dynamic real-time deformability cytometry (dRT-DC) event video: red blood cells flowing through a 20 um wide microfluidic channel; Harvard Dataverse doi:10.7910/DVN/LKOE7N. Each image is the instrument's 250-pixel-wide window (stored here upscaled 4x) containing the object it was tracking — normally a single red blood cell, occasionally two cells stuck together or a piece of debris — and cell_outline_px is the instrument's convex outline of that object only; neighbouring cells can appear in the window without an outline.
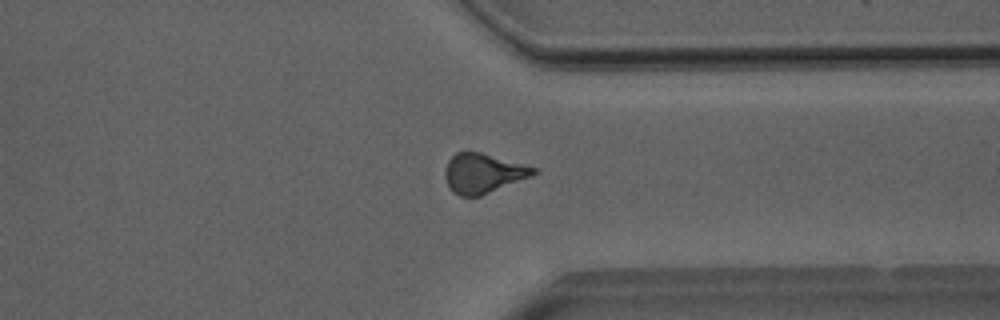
{"species": "Egyptian fruit bat (a non-hibernating species)", "species_latin": "Rousettus aegyptiacus", "temperature_condition": "room temperature", "stored_images_in_passage": 45, "camera_frame_rate_fps": 3000, "um_per_image_px": 0.085, "animal": {"sex": "male"}, "frame": {"image": 1, "passage_image": 39, "time_ms": 12.667, "image_size_px": [1000, 320], "cell_outline_px": [[540, 172], [532, 176], [480, 196], [460, 196], [452, 192], [444, 176], [444, 168], [448, 160], [456, 152], [480, 152], [540, 168]], "centroid_in_image_um": [41.09, 14.72], "position_along_channel_um": 370.3, "area_um2": 20.63}}